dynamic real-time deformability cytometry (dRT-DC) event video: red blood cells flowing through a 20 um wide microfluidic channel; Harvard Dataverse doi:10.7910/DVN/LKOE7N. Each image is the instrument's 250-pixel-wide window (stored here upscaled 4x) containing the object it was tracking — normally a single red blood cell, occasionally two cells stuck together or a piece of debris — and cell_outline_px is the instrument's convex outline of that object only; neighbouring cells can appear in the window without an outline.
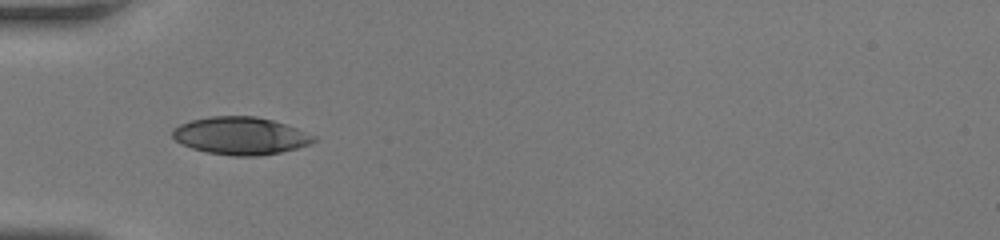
{"species": "human", "species_latin": "Homo sapiens", "temperature_condition": "room temperature", "stored_images_in_passage": 34, "camera_frame_rate_fps": 3000, "um_per_image_px": 0.085, "donor": {"sex": "female"}, "frame": {"image": 1, "passage_image": 1, "time_ms": 0.0, "image_size_px": [1000, 240], "cell_outline_px": [[316, 140], [312, 144], [280, 152], [260, 156], [232, 156], [204, 152], [192, 148], [176, 140], [172, 136], [172, 128], [180, 124], [192, 120], [212, 116], [256, 116], [272, 120], [296, 128], [316, 136]], "centroid_in_image_um": [20.45, 11.55], "position_along_channel_um": 64.6, "area_um2": 30.92}}
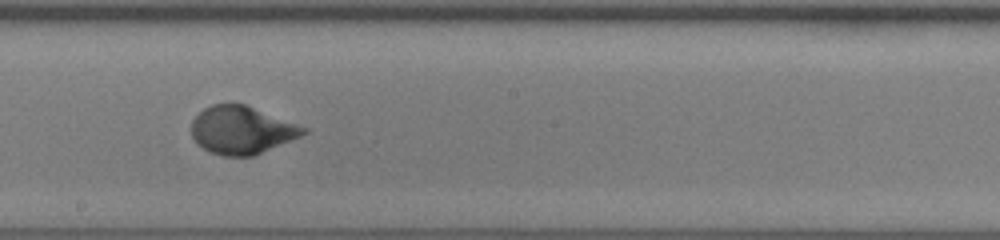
{"frame": {"image": 2, "passage_image": 13, "time_ms": 4.0, "image_size_px": [1000, 240], "cell_outline_px": [[308, 132], [300, 136], [252, 156], [224, 156], [212, 152], [196, 144], [192, 136], [192, 120], [204, 108], [212, 104], [244, 104], [308, 128]], "centroid_in_image_um": [20.52, 11.05], "position_along_channel_um": 227.7, "area_um2": 30.75}}
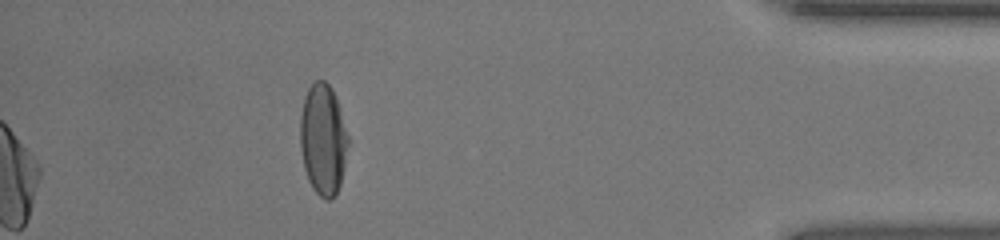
{"frame": {"image": 3, "passage_image": 29, "time_ms": 9.333, "image_size_px": [1000, 240], "cell_outline_px": [[348, 144], [344, 168], [340, 184], [336, 192], [328, 200], [324, 200], [312, 188], [308, 180], [304, 168], [300, 148], [300, 116], [304, 96], [308, 88], [316, 80], [324, 80], [332, 88], [336, 96], [348, 136]], "centroid_in_image_um": [27.44, 11.84], "position_along_channel_um": 407.8, "area_um2": 31.1}, "authors_computed_cell_mechanics": {"area_um2": 31.5877, "velocity_mm_per_s": 4.1968, "shape_relaxation_time_tau1_ms": 3.4943, "shape_relaxation_time_tau2_ms": null, "deformation_change_tau1": 0.1832, "deformation_change_tau2": null}}